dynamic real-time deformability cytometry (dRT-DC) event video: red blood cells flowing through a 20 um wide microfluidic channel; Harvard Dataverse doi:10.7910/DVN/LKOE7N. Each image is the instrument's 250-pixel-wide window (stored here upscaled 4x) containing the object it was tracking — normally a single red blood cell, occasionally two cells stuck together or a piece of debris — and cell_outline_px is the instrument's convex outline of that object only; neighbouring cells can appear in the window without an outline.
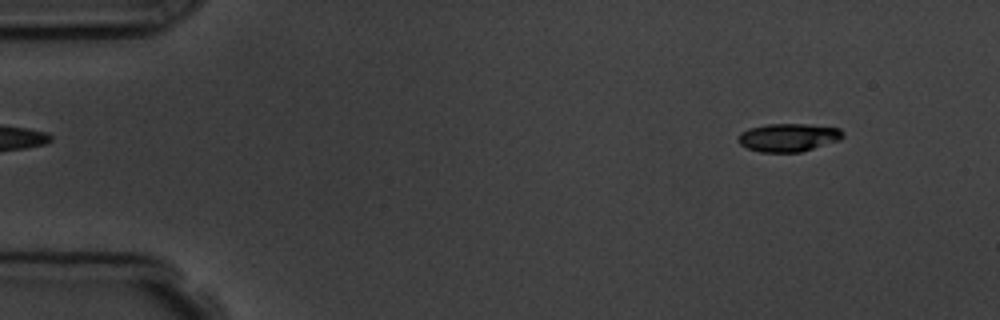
{"species": "common noctule bat (a hibernating species)", "species_latin": "Nyctalus noctula", "temperature_condition": "room temperature", "stored_images_in_passage": 4, "camera_frame_rate_fps": 3000, "um_per_image_px": 0.085, "animal": {"sex": "male", "body_mass_g": 19.5, "forearm_length_mm": 54.6}, "frame": {"image": 1, "passage_image": 1, "time_ms": 0.0, "image_size_px": [1000, 320], "cell_outline_px": [[844, 136], [840, 140], [800, 152], [760, 152], [748, 148], [740, 144], [736, 140], [736, 136], [740, 132], [748, 128], [768, 124], [808, 124], [840, 128], [844, 132]], "centroid_in_image_um": [66.99, 11.68], "position_along_channel_um": 18.0, "area_um2": 17.34}}
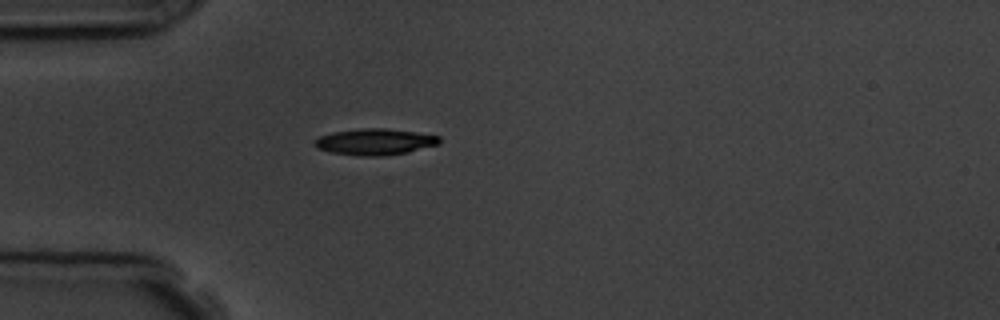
{"frame": {"image": 2, "passage_image": 4, "time_ms": 3.333, "image_size_px": [1000, 320], "cell_outline_px": [[440, 144], [408, 152], [384, 156], [360, 156], [332, 152], [316, 148], [312, 144], [312, 140], [320, 136], [332, 132], [360, 128], [384, 128], [416, 132], [440, 136]], "centroid_in_image_um": [31.84, 12.05], "position_along_channel_um": 53.2, "area_um2": 19.31}}